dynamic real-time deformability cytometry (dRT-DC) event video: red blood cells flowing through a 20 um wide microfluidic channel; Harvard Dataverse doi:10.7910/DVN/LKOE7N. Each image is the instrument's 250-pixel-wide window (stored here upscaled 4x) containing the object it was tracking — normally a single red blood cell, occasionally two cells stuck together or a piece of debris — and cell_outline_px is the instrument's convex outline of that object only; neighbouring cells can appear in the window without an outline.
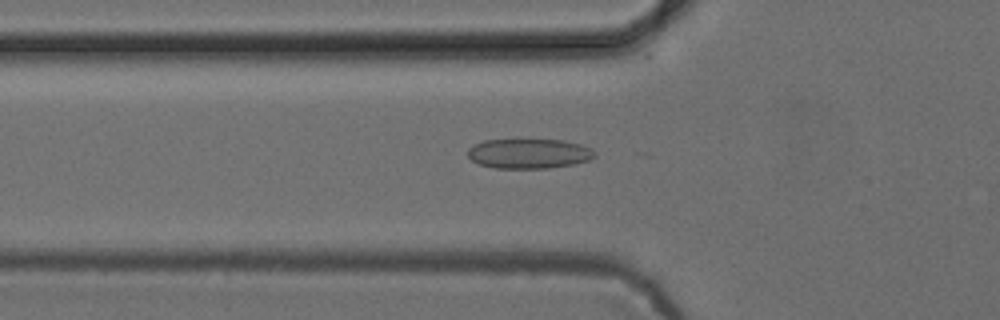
{"species": "common noctule bat (a hibernating species)", "species_latin": "Nyctalus noctula", "temperature_condition": "cold", "stored_images_in_passage": 45, "camera_frame_rate_fps": 3000, "um_per_image_px": 0.085, "animal": {"sex": "female", "body_mass_g": 24.6, "forearm_length_mm": 56.2}, "frame": {"image": 1, "passage_image": 11, "time_ms": 3.333, "image_size_px": [1000, 320], "cell_outline_px": [[596, 156], [588, 160], [572, 164], [548, 168], [496, 168], [480, 164], [472, 160], [468, 156], [468, 148], [472, 144], [484, 140], [564, 140], [580, 144], [592, 148], [596, 152]], "centroid_in_image_um": [44.96, 13.05], "position_along_channel_um": 80.8, "area_um2": 22.02}}
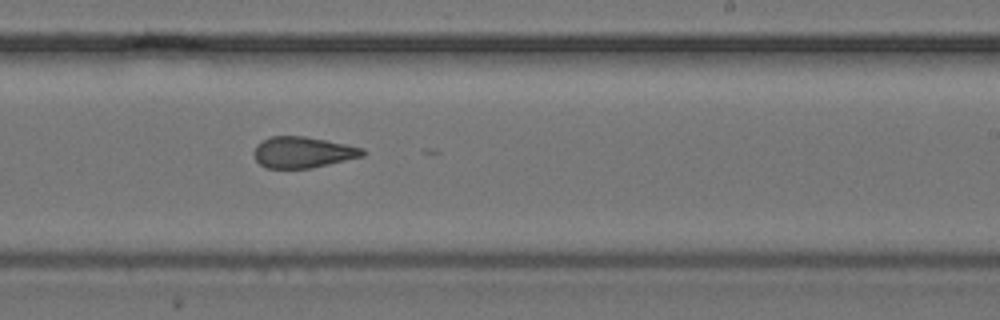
{"frame": {"image": 2, "passage_image": 25, "time_ms": 8.0, "image_size_px": [1000, 320], "cell_outline_px": [[364, 156], [312, 168], [268, 168], [260, 164], [256, 160], [252, 152], [256, 144], [272, 136], [304, 136], [364, 148]], "centroid_in_image_um": [25.71, 12.95], "position_along_channel_um": 263.3, "area_um2": 19.59}}
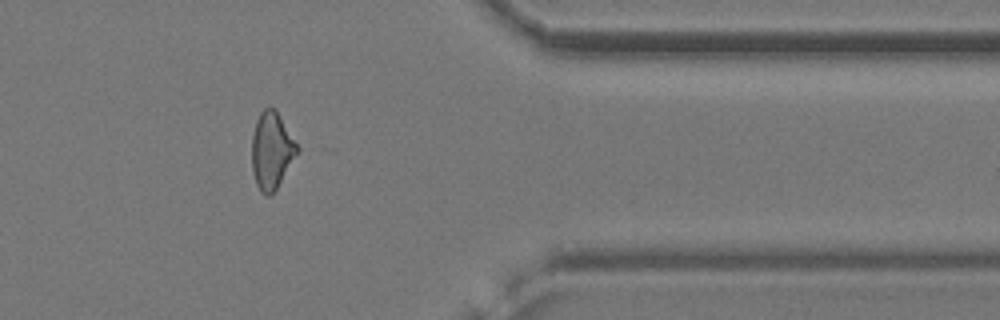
{"frame": {"image": 3, "passage_image": 36, "time_ms": 11.667, "image_size_px": [1000, 320], "cell_outline_px": [[304, 148], [272, 196], [264, 196], [260, 192], [256, 184], [252, 172], [252, 136], [256, 120], [260, 112], [264, 108], [276, 108]], "centroid_in_image_um": [23.18, 12.8], "position_along_channel_um": 388.2, "area_um2": 21.79}, "authors_computed_cell_mechanics": {"area_um2": 20.7502, "velocity_mm_per_s": 3.8956, "shape_relaxation_time_tau1_ms": null, "shape_relaxation_time_tau2_ms": 2.7948, "deformation_change_tau1": null, "deformation_change_tau2": 0.0962}}